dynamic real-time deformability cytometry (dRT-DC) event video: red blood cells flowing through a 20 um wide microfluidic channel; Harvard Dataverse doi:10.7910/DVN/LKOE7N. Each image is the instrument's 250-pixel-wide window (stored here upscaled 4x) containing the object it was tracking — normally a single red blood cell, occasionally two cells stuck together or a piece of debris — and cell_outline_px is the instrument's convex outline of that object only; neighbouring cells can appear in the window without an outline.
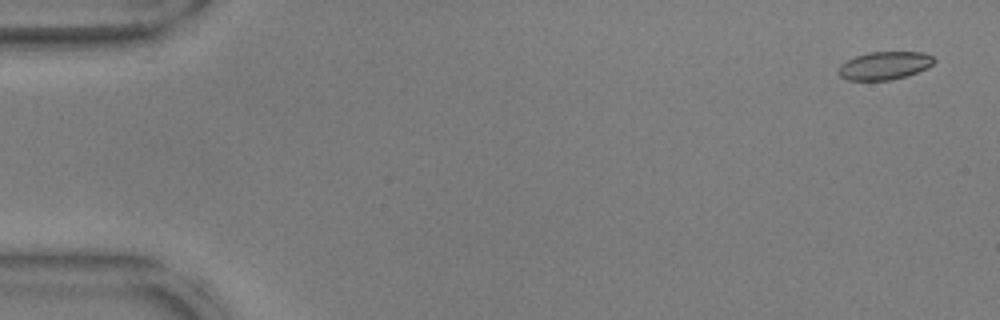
{"species": "common noctule bat (a hibernating species)", "species_latin": "Nyctalus noctula", "temperature_condition": "warm", "stored_images_in_passage": 51, "camera_frame_rate_fps": 3000, "um_per_image_px": 0.085, "animal": {"sex": "male", "body_mass_g": 17.9, "forearm_length_mm": 54.2}, "frame": {"image": 1, "passage_image": 2, "time_ms": 0.333, "image_size_px": [1000, 320], "cell_outline_px": [[936, 60], [928, 68], [908, 76], [892, 80], [848, 80], [840, 76], [836, 68], [840, 64], [856, 56], [868, 52], [924, 52], [932, 56]], "centroid_in_image_um": [75.19, 5.58], "position_along_channel_um": 9.8, "area_um2": 15.78}}
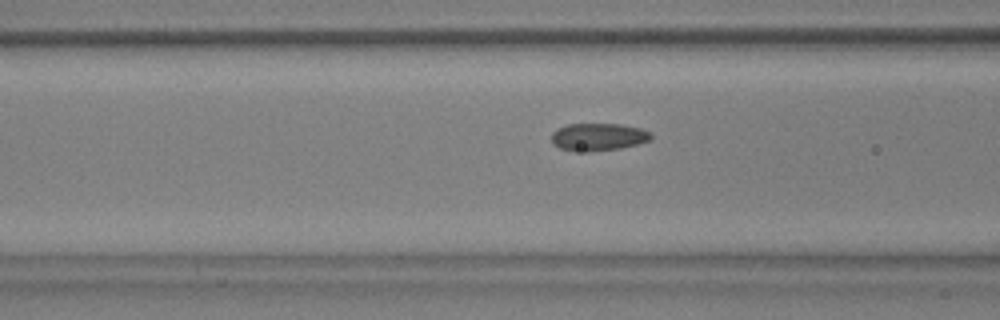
{"frame": {"image": 2, "passage_image": 21, "time_ms": 6.667, "image_size_px": [1000, 320], "cell_outline_px": [[652, 140], [620, 148], [588, 152], [560, 148], [552, 144], [552, 132], [556, 128], [568, 124], [620, 124], [640, 128], [652, 132]], "centroid_in_image_um": [50.86, 11.63], "position_along_channel_um": 115.7, "area_um2": 16.01}}
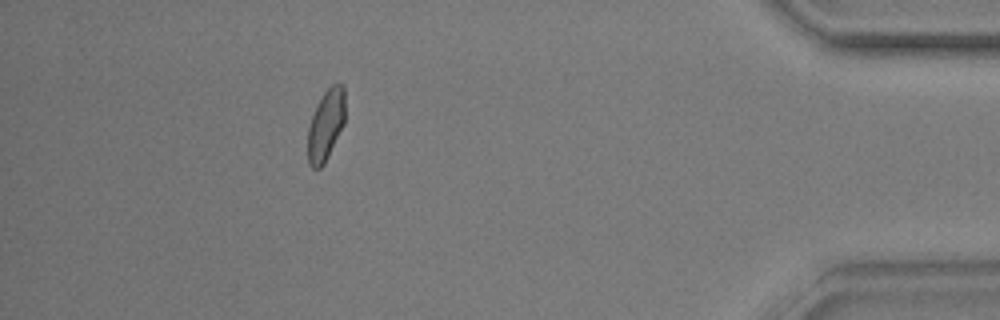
{"frame": {"image": 3, "passage_image": 48, "time_ms": 15.667, "image_size_px": [1000, 320], "cell_outline_px": [[344, 124], [324, 164], [320, 168], [312, 168], [308, 164], [308, 128], [316, 104], [324, 92], [332, 84], [344, 84]], "centroid_in_image_um": [27.69, 10.63], "position_along_channel_um": 407.5, "area_um2": 15.37}, "authors_computed_cell_mechanics": {"area_um2": 15.8372, "velocity_mm_per_s": 3.7961, "shape_relaxation_time_tau1_ms": 5.5561, "shape_relaxation_time_tau2_ms": 0.9198, "deformation_change_tau1": 0.1526, "deformation_change_tau2": 0.0555}}